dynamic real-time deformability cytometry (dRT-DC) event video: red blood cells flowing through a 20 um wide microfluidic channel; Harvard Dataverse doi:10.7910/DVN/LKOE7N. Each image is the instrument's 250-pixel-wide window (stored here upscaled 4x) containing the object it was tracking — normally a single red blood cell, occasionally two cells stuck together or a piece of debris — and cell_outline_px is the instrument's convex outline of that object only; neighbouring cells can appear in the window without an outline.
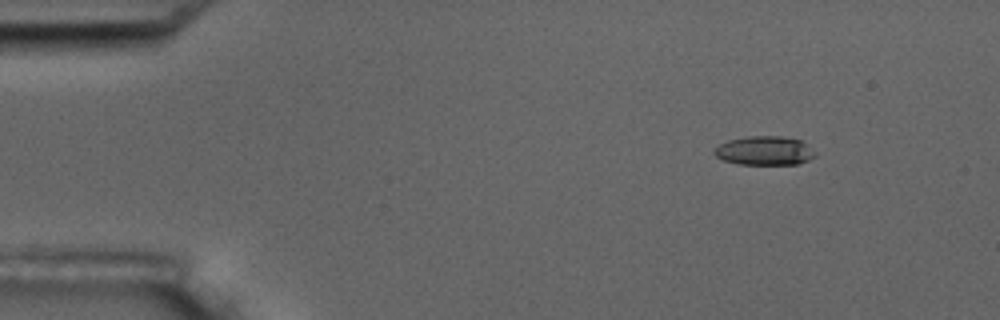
{"species": "common noctule bat (a hibernating species)", "species_latin": "Nyctalus noctula", "temperature_condition": "room temperature", "stored_images_in_passage": 3, "camera_frame_rate_fps": 3000, "um_per_image_px": 0.085, "animal": {"sex": "male", "body_mass_g": 17.5, "forearm_length_mm": 52.3}, "frame": {"image": 1, "passage_image": 1, "time_ms": 0.0, "image_size_px": [1000, 320], "cell_outline_px": [[816, 156], [808, 160], [796, 164], [740, 164], [724, 160], [716, 156], [712, 152], [720, 144], [728, 140], [748, 136], [784, 136], [800, 140]], "centroid_in_image_um": [64.94, 12.8], "position_along_channel_um": 20.1, "area_um2": 16.7}}
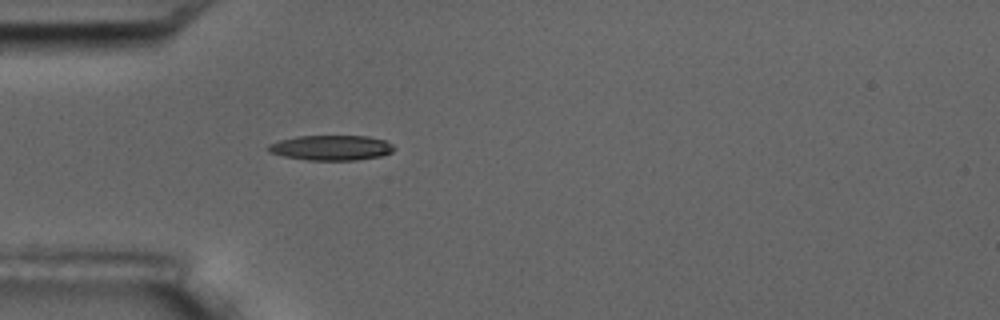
{"frame": {"image": 2, "passage_image": 3, "time_ms": 3.333, "image_size_px": [1000, 320], "cell_outline_px": [[396, 148], [392, 152], [380, 156], [356, 160], [308, 160], [284, 156], [268, 152], [268, 144], [280, 140], [296, 136], [368, 136], [384, 140], [392, 144]], "centroid_in_image_um": [28.16, 12.55], "position_along_channel_um": 56.8, "area_um2": 18.38}}